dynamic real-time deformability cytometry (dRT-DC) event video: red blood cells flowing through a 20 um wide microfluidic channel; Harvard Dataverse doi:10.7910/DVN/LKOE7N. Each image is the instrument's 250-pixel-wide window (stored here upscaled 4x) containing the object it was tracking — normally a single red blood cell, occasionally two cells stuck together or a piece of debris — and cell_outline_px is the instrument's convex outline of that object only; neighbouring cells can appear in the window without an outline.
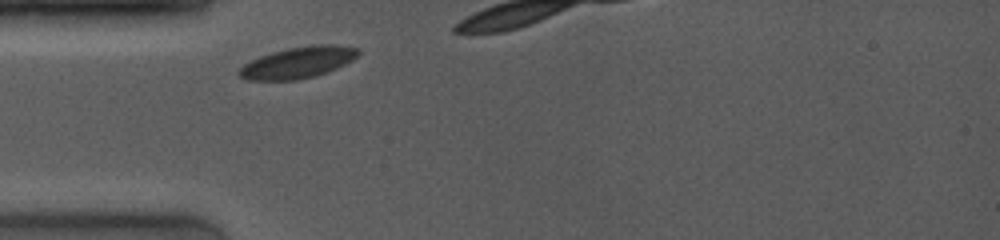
{"species": "common noctule bat (a hibernating species)", "species_latin": "Nyctalus noctula", "temperature_condition": "room temperature", "stored_images_in_passage": 4, "camera_frame_rate_fps": 4000, "um_per_image_px": 0.085, "animal": {"sex": "female", "body_mass_g": 19.0, "forearm_length_mm": 53.3}, "frame": {"image": 1, "passage_image": 1, "time_ms": 0.0, "image_size_px": [1000, 240], "cell_outline_px": [[360, 52], [352, 60], [336, 68], [316, 76], [296, 80], [248, 80], [240, 76], [240, 68], [244, 64], [260, 56], [272, 52], [288, 48], [312, 44], [332, 44], [360, 48]], "centroid_in_image_um": [25.36, 5.3], "position_along_channel_um": 59.6, "area_um2": 21.62}}